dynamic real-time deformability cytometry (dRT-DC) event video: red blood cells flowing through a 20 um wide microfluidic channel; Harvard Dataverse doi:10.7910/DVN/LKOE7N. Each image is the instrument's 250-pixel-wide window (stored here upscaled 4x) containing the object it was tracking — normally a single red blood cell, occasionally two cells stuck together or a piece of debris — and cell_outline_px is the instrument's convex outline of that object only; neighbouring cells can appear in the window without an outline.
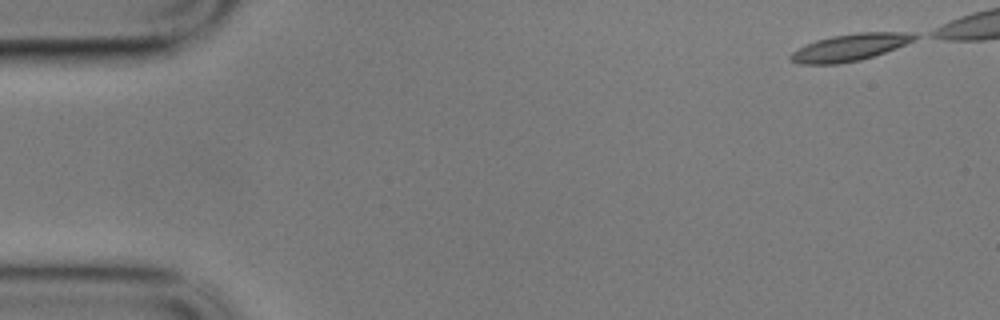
{"species": "common noctule bat (a hibernating species)", "species_latin": "Nyctalus noctula", "temperature_condition": "cold", "stored_images_in_passage": 7, "camera_frame_rate_fps": 3000, "um_per_image_px": 0.085, "animal": {"sex": "male", "body_mass_g": 17.9}, "frame": {"image": 1, "passage_image": 1, "time_ms": 0.0, "image_size_px": [1000, 320], "cell_outline_px": [[920, 36], [896, 48], [860, 60], [836, 64], [800, 64], [788, 60], [788, 56], [792, 52], [816, 40], [832, 36], [860, 32], [916, 32]], "centroid_in_image_um": [72.23, 4.02], "position_along_channel_um": 12.8, "area_um2": 19.36}}
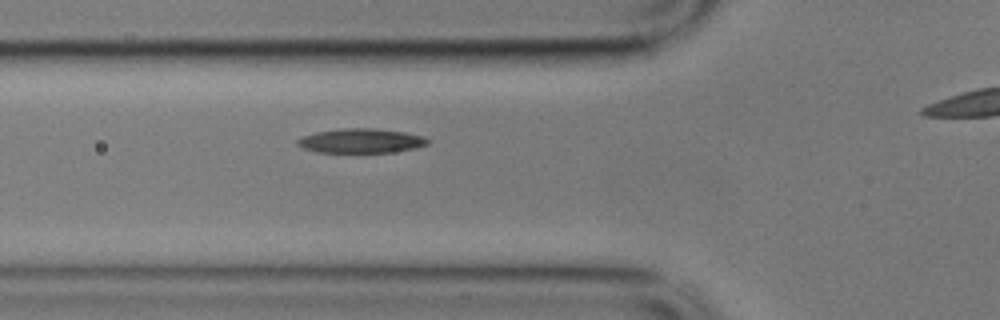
{"frame": {"image": 2, "passage_image": 6, "time_ms": 1.667, "image_size_px": [1000, 320], "cell_outline_px": [[428, 144], [416, 148], [392, 152], [316, 152], [304, 148], [296, 144], [296, 140], [304, 136], [316, 132], [340, 128], [376, 128], [404, 132], [424, 136], [428, 140]], "centroid_in_image_um": [30.69, 11.96], "position_along_channel_um": 95.1, "area_um2": 18.5}}